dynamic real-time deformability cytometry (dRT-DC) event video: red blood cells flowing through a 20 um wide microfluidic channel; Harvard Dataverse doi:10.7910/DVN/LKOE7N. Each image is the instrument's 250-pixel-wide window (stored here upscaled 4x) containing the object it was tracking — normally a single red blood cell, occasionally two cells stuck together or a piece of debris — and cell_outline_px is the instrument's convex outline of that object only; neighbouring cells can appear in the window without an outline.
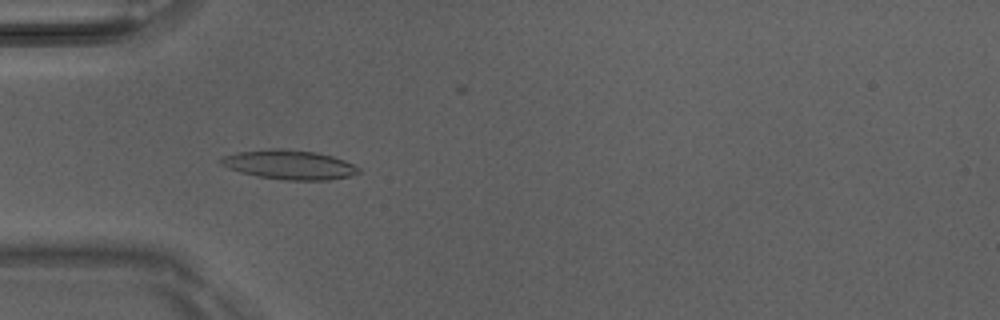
{"species": "Egyptian fruit bat (a non-hibernating species)", "species_latin": "Rousettus aegyptiacus", "temperature_condition": "room temperature", "stored_images_in_passage": 4, "camera_frame_rate_fps": 3000, "um_per_image_px": 0.085, "animal": {"sex": "male"}, "frame": {"image": 1, "passage_image": 3, "time_ms": 0.667, "image_size_px": [1000, 320], "cell_outline_px": [[360, 172], [348, 176], [328, 180], [284, 180], [256, 176], [240, 172], [228, 168], [220, 164], [216, 160], [224, 156], [240, 152], [276, 148], [316, 152], [332, 156], [344, 160], [360, 168]], "centroid_in_image_um": [24.56, 14.01], "position_along_channel_um": 60.4, "area_um2": 23.41}}